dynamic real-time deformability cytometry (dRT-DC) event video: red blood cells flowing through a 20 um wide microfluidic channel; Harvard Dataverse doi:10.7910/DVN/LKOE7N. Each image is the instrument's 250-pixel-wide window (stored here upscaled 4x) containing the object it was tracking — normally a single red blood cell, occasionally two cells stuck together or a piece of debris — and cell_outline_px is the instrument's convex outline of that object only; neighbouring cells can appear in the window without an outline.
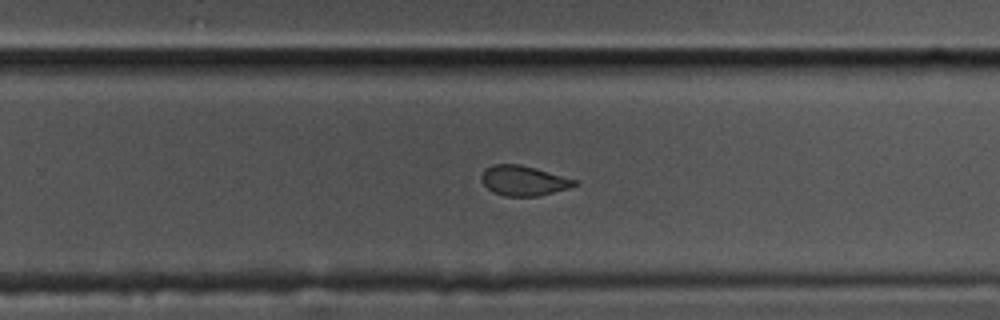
{"species": "common noctule bat (a hibernating species)", "species_latin": "Nyctalus noctula", "temperature_condition": "cold", "stored_images_in_passage": 37, "camera_frame_rate_fps": 3000, "um_per_image_px": 0.085, "animal": {"sex": "male", "body_mass_g": 17.5, "forearm_length_mm": 52.3}, "frame": {"image": 1, "passage_image": 27, "time_ms": 8.667, "image_size_px": [1000, 320], "cell_outline_px": [[576, 184], [568, 188], [536, 196], [504, 196], [492, 192], [480, 180], [480, 176], [484, 168], [492, 164], [520, 164], [536, 168], [576, 180]], "centroid_in_image_um": [44.42, 15.34], "position_along_channel_um": 285.4, "area_um2": 16.18}}